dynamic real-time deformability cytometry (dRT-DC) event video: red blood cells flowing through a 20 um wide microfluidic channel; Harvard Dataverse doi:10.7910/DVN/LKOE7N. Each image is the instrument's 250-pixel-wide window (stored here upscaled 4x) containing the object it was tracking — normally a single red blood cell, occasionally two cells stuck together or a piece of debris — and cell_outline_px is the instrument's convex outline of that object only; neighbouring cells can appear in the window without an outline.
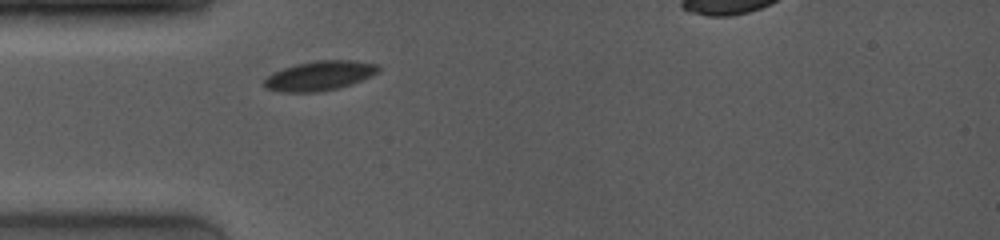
{"species": "common noctule bat (a hibernating species)", "species_latin": "Nyctalus noctula", "temperature_condition": "room temperature", "stored_images_in_passage": 19, "camera_frame_rate_fps": 4000, "um_per_image_px": 0.085, "animal": {"sex": "female", "body_mass_g": 19.0, "forearm_length_mm": 53.3}, "frame": {"image": 1, "passage_image": 1, "time_ms": 0.0, "image_size_px": [1000, 240], "cell_outline_px": [[380, 72], [372, 76], [352, 84], [336, 88], [316, 92], [280, 92], [264, 88], [264, 80], [272, 72], [296, 64], [316, 60], [348, 60], [380, 64]], "centroid_in_image_um": [27.18, 6.43], "position_along_channel_um": 57.8, "area_um2": 19.77}}
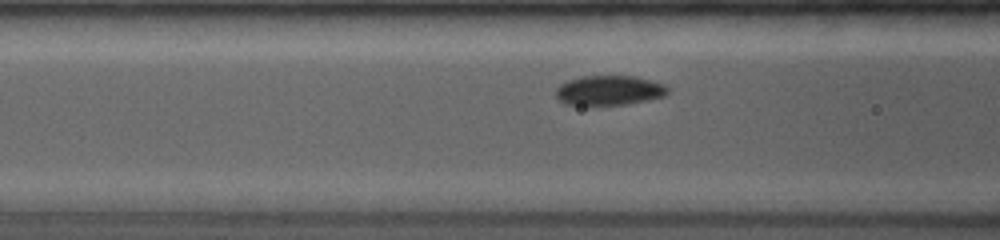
{"frame": {"image": 2, "passage_image": 9, "time_ms": 1.5, "image_size_px": [1000, 240], "cell_outline_px": [[668, 92], [664, 96], [648, 100], [624, 104], [564, 104], [556, 96], [556, 88], [560, 84], [568, 80], [580, 76], [636, 76], [664, 84], [668, 88]], "centroid_in_image_um": [51.78, 7.66], "position_along_channel_um": 114.8, "area_um2": 19.19}}
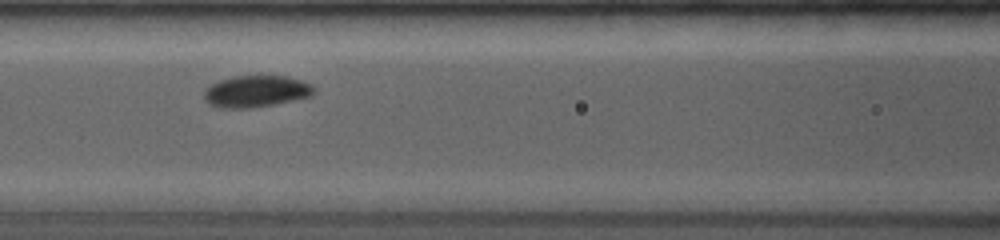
{"frame": {"image": 3, "passage_image": 13, "time_ms": 2.25, "image_size_px": [1000, 240], "cell_outline_px": [[316, 88], [312, 96], [252, 108], [220, 108], [208, 104], [204, 100], [204, 92], [212, 84], [220, 80], [232, 76], [288, 76], [312, 84]], "centroid_in_image_um": [21.77, 7.76], "position_along_channel_um": 144.8, "area_um2": 20.29}}